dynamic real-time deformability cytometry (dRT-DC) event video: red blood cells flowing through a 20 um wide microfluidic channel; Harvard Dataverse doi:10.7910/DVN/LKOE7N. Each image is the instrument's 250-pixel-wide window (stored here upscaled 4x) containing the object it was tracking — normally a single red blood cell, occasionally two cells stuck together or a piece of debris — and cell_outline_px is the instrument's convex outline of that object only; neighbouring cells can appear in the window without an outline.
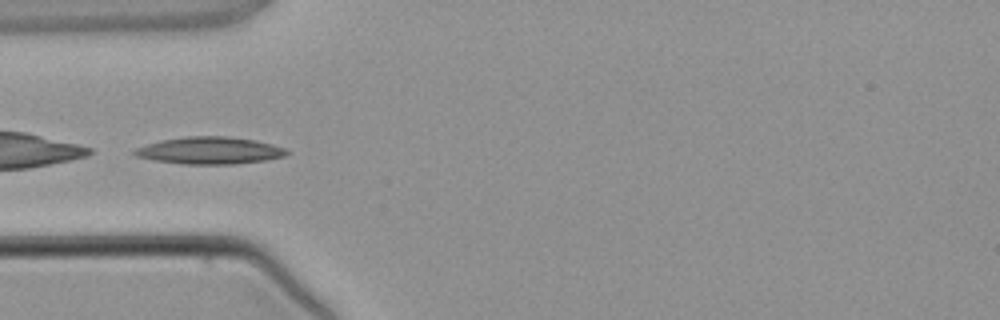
{"species": "common noctule bat (a hibernating species)", "species_latin": "Nyctalus noctula", "temperature_condition": "warm", "stored_images_in_passage": 3, "camera_frame_rate_fps": 3000, "um_per_image_px": 0.085, "animal": {"sex": "male", "body_mass_g": 21.5, "forearm_length_mm": 52.0}, "frame": {"image": 1, "passage_image": 3, "time_ms": 2.333, "image_size_px": [1000, 320], "cell_outline_px": [[292, 152], [284, 156], [268, 160], [236, 164], [180, 164], [156, 160], [136, 156], [132, 152], [136, 148], [160, 140], [184, 136], [228, 136], [256, 140], [272, 144], [284, 148]], "centroid_in_image_um": [17.87, 12.79], "position_along_channel_um": 67.1, "area_um2": 24.22}}